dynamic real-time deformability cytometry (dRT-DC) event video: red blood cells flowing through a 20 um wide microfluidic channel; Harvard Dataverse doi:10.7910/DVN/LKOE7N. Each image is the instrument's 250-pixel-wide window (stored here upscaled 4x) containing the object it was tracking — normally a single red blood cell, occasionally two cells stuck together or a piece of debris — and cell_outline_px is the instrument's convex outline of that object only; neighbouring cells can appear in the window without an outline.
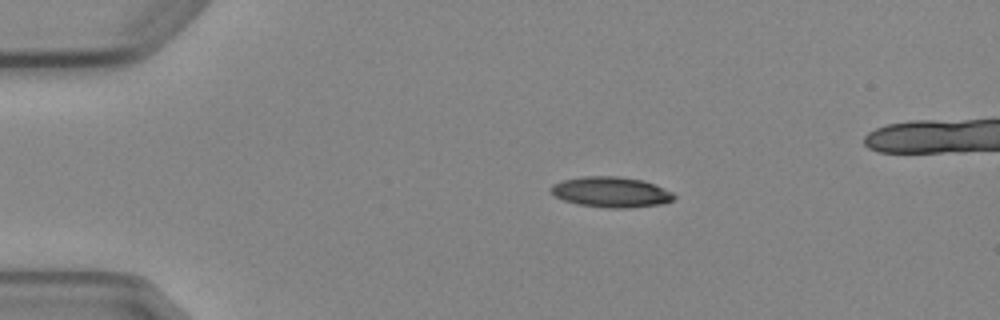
{"species": "Egyptian fruit bat (a non-hibernating species)", "species_latin": "Rousettus aegyptiacus", "temperature_condition": "cold", "stored_images_in_passage": 5, "camera_frame_rate_fps": 3000, "um_per_image_px": 0.085, "animal": {"sex": "female"}, "frame": {"image": 1, "passage_image": 3, "time_ms": 2.333, "image_size_px": [1000, 320], "cell_outline_px": [[676, 196], [672, 200], [660, 204], [628, 208], [608, 208], [580, 204], [564, 200], [556, 196], [548, 188], [552, 184], [564, 180], [584, 176], [620, 176], [640, 180], [664, 188], [672, 192]], "centroid_in_image_um": [51.93, 16.32], "position_along_channel_um": 33.1, "area_um2": 21.62}}
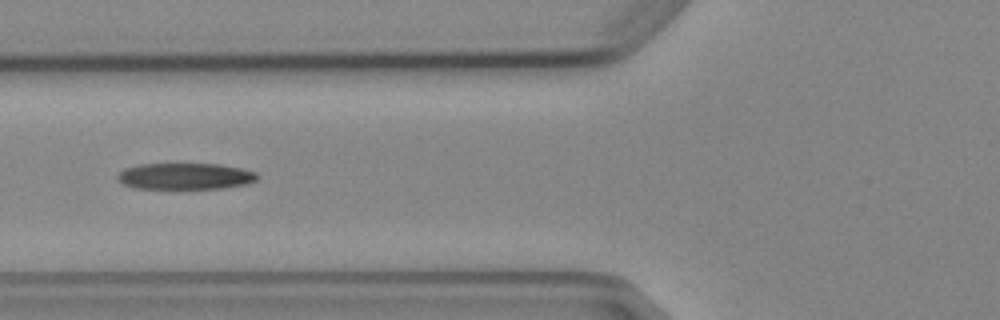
{"frame": {"image": 2, "passage_image": 5, "time_ms": 5.667, "image_size_px": [1000, 320], "cell_outline_px": [[260, 176], [256, 180], [248, 184], [224, 188], [136, 188], [124, 184], [116, 180], [116, 176], [124, 168], [140, 164], [220, 164], [240, 168], [256, 172]], "centroid_in_image_um": [15.76, 14.97], "position_along_channel_um": 110.0, "area_um2": 21.5}}